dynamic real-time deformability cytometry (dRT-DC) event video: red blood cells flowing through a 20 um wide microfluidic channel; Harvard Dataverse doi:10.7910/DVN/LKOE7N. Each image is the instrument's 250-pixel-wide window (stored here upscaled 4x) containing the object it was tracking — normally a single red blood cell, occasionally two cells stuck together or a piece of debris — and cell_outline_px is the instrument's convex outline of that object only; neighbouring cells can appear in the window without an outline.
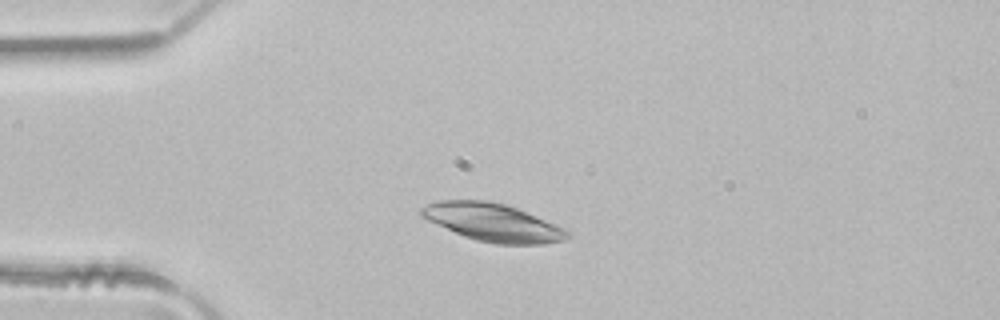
{"species": "common noctule bat (a hibernating species)", "species_latin": "Nyctalus noctula", "temperature_condition": "room temperature", "stored_images_in_passage": 38, "camera_frame_rate_fps": 3000, "um_per_image_px": 0.085, "animal": {"sex": "male", "body_mass_g": 21.5, "forearm_length_mm": 52.0}, "frame": {"image": 1, "passage_image": 1, "time_ms": 0.0, "image_size_px": [1000, 320], "cell_outline_px": [[572, 236], [564, 240], [544, 244], [496, 244], [476, 240], [464, 236], [428, 220], [420, 216], [416, 212], [420, 208], [428, 204], [440, 200], [488, 200], [504, 204], [516, 208], [564, 228]], "centroid_in_image_um": [41.86, 18.9], "position_along_channel_um": 43.1, "area_um2": 31.96}}
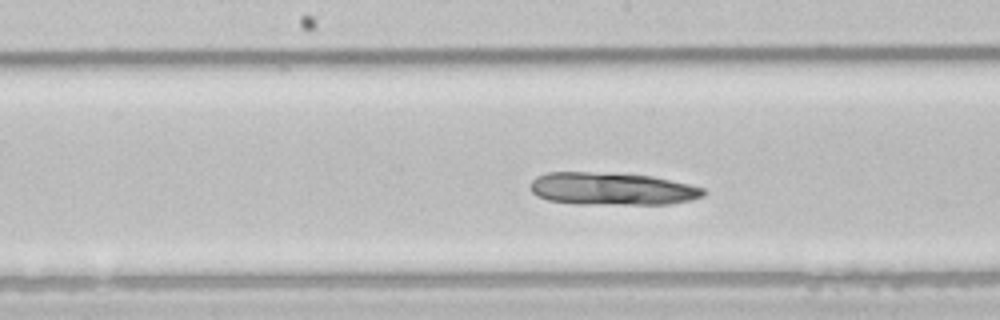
{"frame": {"image": 2, "passage_image": 14, "time_ms": 4.333, "image_size_px": [1000, 320], "cell_outline_px": [[708, 192], [704, 196], [692, 200], [668, 204], [576, 204], [548, 200], [536, 196], [528, 188], [532, 180], [536, 176], [548, 172], [588, 172], [652, 176], [688, 184], [704, 188]], "centroid_in_image_um": [52.0, 16.06], "position_along_channel_um": 196.2, "area_um2": 33.0}}
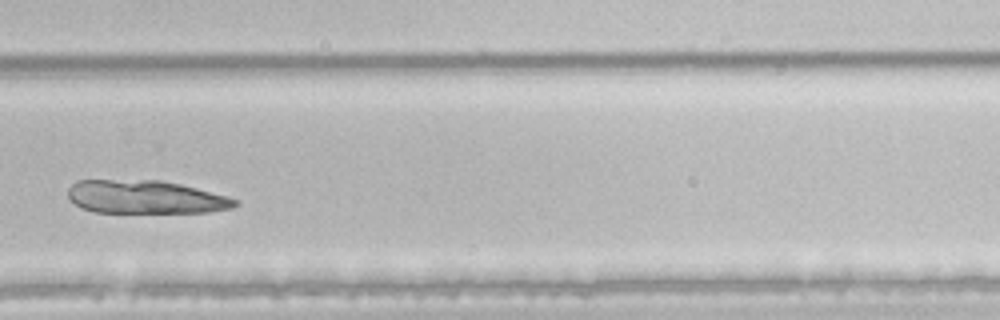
{"frame": {"image": 3, "passage_image": 23, "time_ms": 7.333, "image_size_px": [1000, 320], "cell_outline_px": [[240, 204], [232, 208], [208, 212], [96, 212], [80, 208], [68, 196], [68, 188], [76, 180], [160, 180], [180, 184], [228, 196], [240, 200]], "centroid_in_image_um": [12.39, 16.74], "position_along_channel_um": 317.4, "area_um2": 32.43}}